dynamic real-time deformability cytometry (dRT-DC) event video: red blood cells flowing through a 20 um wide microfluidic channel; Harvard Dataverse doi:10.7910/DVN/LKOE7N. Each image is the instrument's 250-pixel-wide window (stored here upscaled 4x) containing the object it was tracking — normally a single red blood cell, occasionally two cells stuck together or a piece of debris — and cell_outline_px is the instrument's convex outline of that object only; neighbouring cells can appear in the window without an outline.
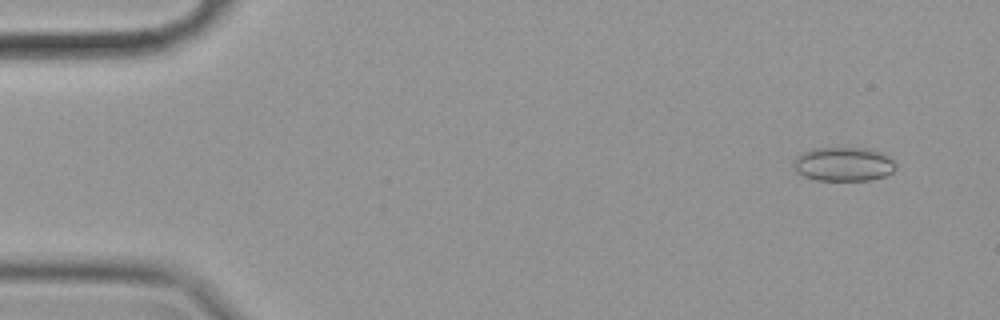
{"species": "common noctule bat (a hibernating species)", "species_latin": "Nyctalus noctula", "temperature_condition": "cold", "stored_images_in_passage": 57, "camera_frame_rate_fps": 3000, "um_per_image_px": 0.085, "animal": {"sex": "female", "body_mass_g": 19.9}, "frame": {"image": 1, "passage_image": 4, "time_ms": 1.0, "image_size_px": [1000, 320], "cell_outline_px": [[896, 168], [892, 172], [884, 176], [872, 180], [816, 180], [804, 176], [796, 172], [792, 164], [792, 160], [800, 152], [812, 148], [872, 148], [892, 156], [896, 164]], "centroid_in_image_um": [71.7, 13.93], "position_along_channel_um": 13.3, "area_um2": 20.81}}
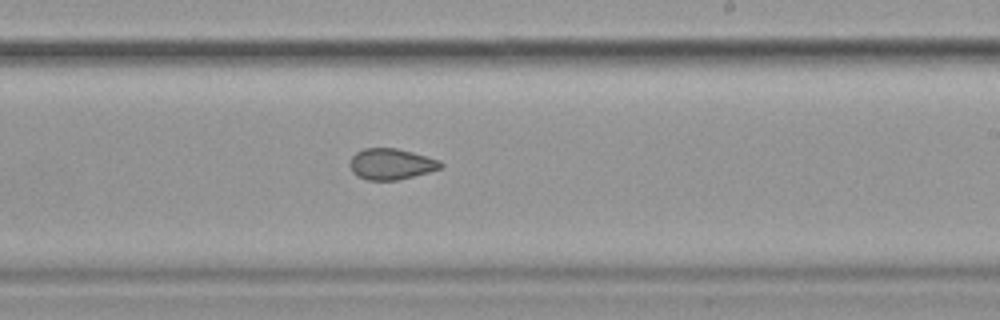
{"frame": {"image": 2, "passage_image": 34, "time_ms": 11.0, "image_size_px": [1000, 320], "cell_outline_px": [[444, 168], [396, 180], [368, 180], [356, 176], [352, 172], [348, 164], [352, 156], [356, 152], [364, 148], [396, 148], [412, 152], [440, 160], [444, 164]], "centroid_in_image_um": [33.23, 13.94], "position_along_channel_um": 255.8, "area_um2": 16.53}}
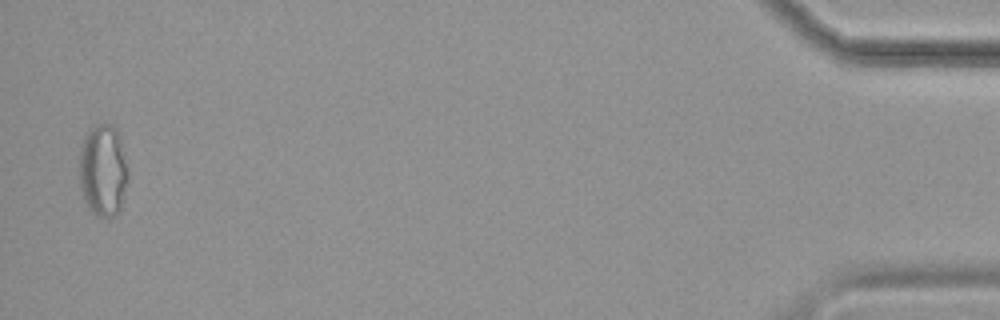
{"frame": {"image": 3, "passage_image": 56, "time_ms": 18.333, "image_size_px": [1000, 320], "cell_outline_px": [[128, 180], [120, 212], [112, 216], [100, 216], [92, 212], [88, 208], [84, 200], [80, 188], [80, 148], [84, 136], [88, 128], [104, 120], [116, 124], [120, 136], [124, 152], [128, 176]], "centroid_in_image_um": [8.77, 14.4], "position_along_channel_um": 426.4, "area_um2": 26.88}, "authors_computed_cell_mechanics": {"area_um2": 19.1318, "velocity_mm_per_s": 3.5265, "shape_relaxation_time_tau1_ms": null, "shape_relaxation_time_tau2_ms": 2.3131, "deformation_change_tau1": null, "deformation_change_tau2": 0.0705}}